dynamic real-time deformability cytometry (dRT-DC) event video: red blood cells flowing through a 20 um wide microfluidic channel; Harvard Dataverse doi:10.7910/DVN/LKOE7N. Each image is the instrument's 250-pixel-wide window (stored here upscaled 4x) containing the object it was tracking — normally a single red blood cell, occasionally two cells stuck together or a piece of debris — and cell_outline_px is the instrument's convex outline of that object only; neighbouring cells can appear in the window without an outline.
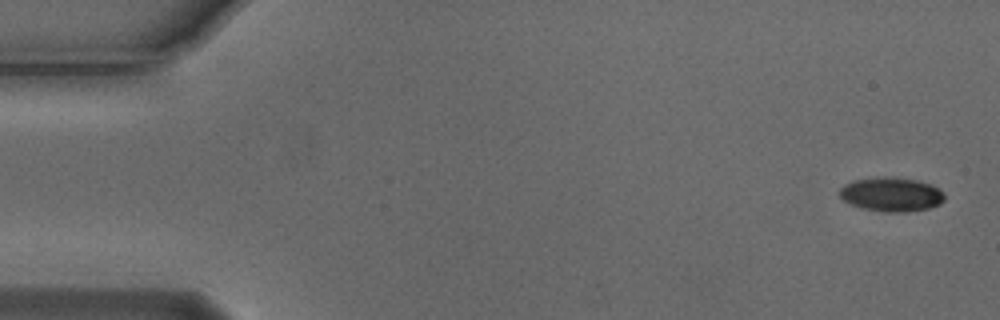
{"species": "Egyptian fruit bat (a non-hibernating species)", "species_latin": "Rousettus aegyptiacus", "temperature_condition": "cold", "stored_images_in_passage": 5, "camera_frame_rate_fps": 3000, "um_per_image_px": 0.085, "animal": {"sex": "male"}, "frame": {"image": 1, "passage_image": 1, "time_ms": 0.0, "image_size_px": [1000, 320], "cell_outline_px": [[944, 200], [940, 204], [928, 208], [904, 212], [884, 212], [864, 208], [852, 204], [844, 200], [840, 196], [840, 188], [844, 184], [852, 180], [876, 176], [892, 176], [916, 180], [932, 184], [940, 188], [944, 192]], "centroid_in_image_um": [75.78, 16.49], "position_along_channel_um": 9.2, "area_um2": 21.1}}
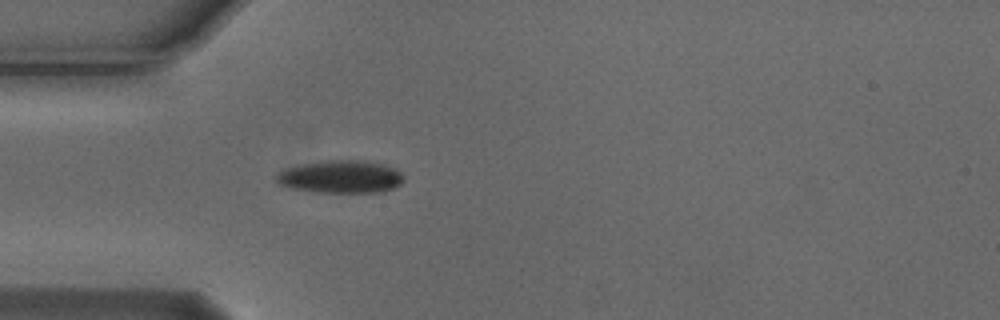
{"frame": {"image": 2, "passage_image": 5, "time_ms": 1.333, "image_size_px": [1000, 320], "cell_outline_px": [[404, 180], [400, 184], [384, 192], [316, 192], [288, 188], [280, 184], [272, 176], [276, 172], [284, 168], [324, 160], [364, 160], [384, 164], [396, 168], [404, 176]], "centroid_in_image_um": [28.93, 15.02], "position_along_channel_um": 56.1, "area_um2": 24.68}}